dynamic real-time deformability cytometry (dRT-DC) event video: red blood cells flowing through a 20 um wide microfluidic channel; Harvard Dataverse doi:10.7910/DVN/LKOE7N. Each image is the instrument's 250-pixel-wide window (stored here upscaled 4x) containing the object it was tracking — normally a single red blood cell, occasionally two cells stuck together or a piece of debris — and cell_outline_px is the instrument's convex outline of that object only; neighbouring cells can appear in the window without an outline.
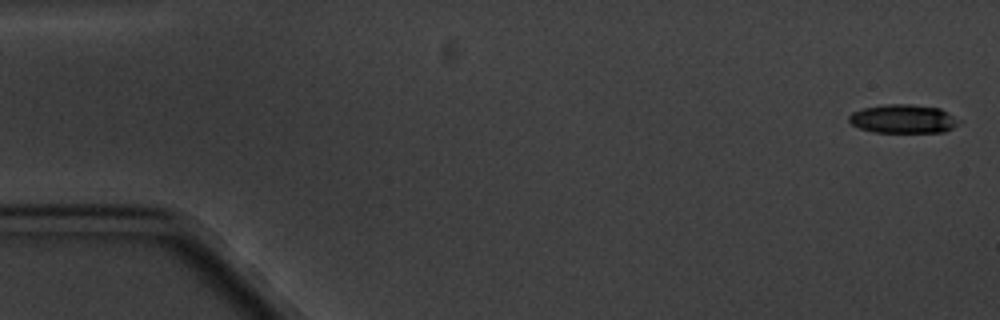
{"species": "common noctule bat (a hibernating species)", "species_latin": "Nyctalus noctula", "temperature_condition": "cold", "stored_images_in_passage": 7, "camera_frame_rate_fps": 3000, "um_per_image_px": 0.085, "animal": {"sex": "male", "body_mass_g": 20.1, "forearm_length_mm": 53.5}, "frame": {"image": 1, "passage_image": 1, "time_ms": 0.0, "image_size_px": [1000, 320], "cell_outline_px": [[960, 124], [944, 132], [876, 132], [860, 128], [852, 124], [848, 120], [848, 116], [852, 112], [864, 108], [888, 104], [912, 104], [940, 108], [960, 120]], "centroid_in_image_um": [76.79, 10.1], "position_along_channel_um": 8.2, "area_um2": 18.32}}
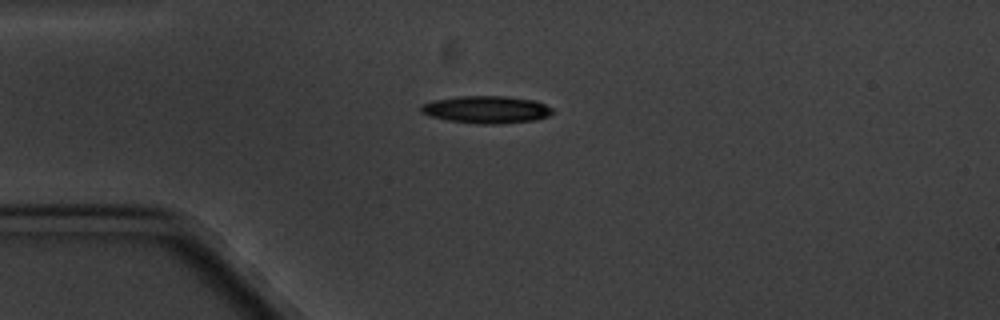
{"frame": {"image": 2, "passage_image": 4, "time_ms": 4.333, "image_size_px": [1000, 320], "cell_outline_px": [[556, 112], [548, 116], [536, 120], [500, 124], [476, 124], [448, 120], [432, 116], [420, 112], [420, 108], [424, 104], [432, 100], [460, 96], [508, 96], [536, 100], [552, 108]], "centroid_in_image_um": [41.4, 9.31], "position_along_channel_um": 43.6, "area_um2": 21.15}}